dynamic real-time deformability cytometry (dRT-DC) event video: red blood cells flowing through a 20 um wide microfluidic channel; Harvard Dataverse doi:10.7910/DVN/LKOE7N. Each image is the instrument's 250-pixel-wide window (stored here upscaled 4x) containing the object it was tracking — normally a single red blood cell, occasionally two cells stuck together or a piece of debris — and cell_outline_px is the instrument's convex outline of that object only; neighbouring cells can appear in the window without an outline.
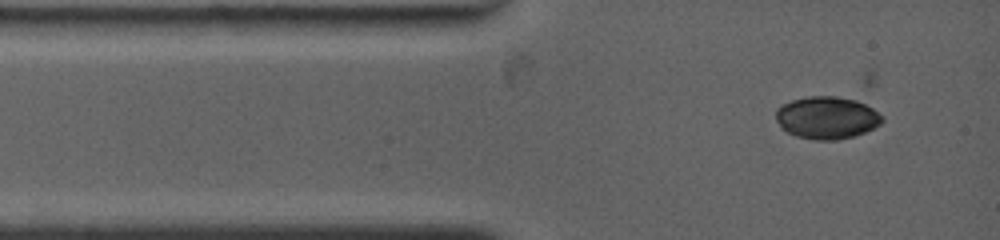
{"species": "common noctule bat (a hibernating species)", "species_latin": "Nyctalus noctula", "temperature_condition": "warm", "stored_images_in_passage": 8, "camera_frame_rate_fps": 4500, "um_per_image_px": 0.085, "animal": {"sex": "female", "body_mass_g": 19.0, "forearm_length_mm": 53.3}, "frame": {"image": 1, "passage_image": 3, "time_ms": 1.556, "image_size_px": [1000, 240], "cell_outline_px": [[884, 120], [880, 124], [864, 132], [852, 136], [836, 140], [816, 140], [796, 136], [788, 132], [776, 120], [776, 108], [780, 104], [792, 100], [808, 96], [836, 96], [856, 100], [872, 108]], "centroid_in_image_um": [70.25, 9.99], "position_along_channel_um": 14.8, "area_um2": 26.01}}
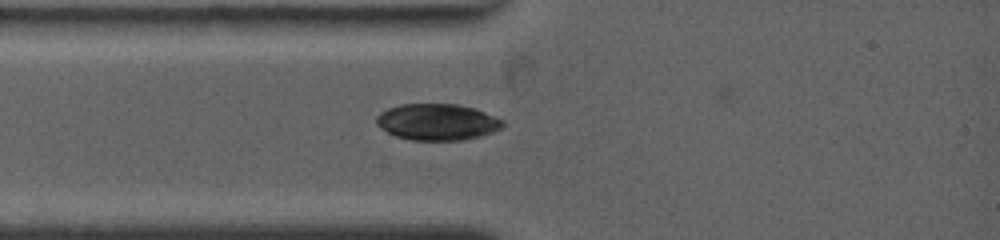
{"frame": {"image": 2, "passage_image": 5, "time_ms": 3.111, "image_size_px": [1000, 240], "cell_outline_px": [[504, 124], [500, 128], [492, 132], [480, 136], [460, 140], [412, 140], [396, 136], [388, 132], [376, 124], [376, 116], [380, 112], [388, 108], [400, 104], [460, 104], [476, 108], [504, 120]], "centroid_in_image_um": [37.17, 10.35], "position_along_channel_um": 47.8, "area_um2": 26.82}}
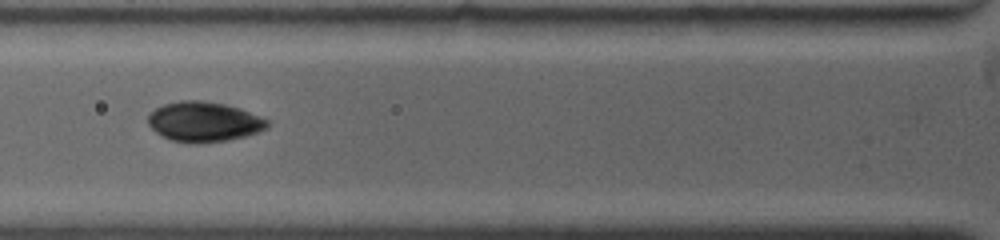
{"frame": {"image": 3, "passage_image": 7, "time_ms": 4.667, "image_size_px": [1000, 240], "cell_outline_px": [[268, 128], [244, 136], [228, 140], [192, 144], [168, 140], [156, 132], [148, 124], [148, 116], [156, 108], [164, 104], [180, 100], [204, 100], [224, 104], [240, 108], [268, 120]], "centroid_in_image_um": [17.31, 10.35], "position_along_channel_um": 108.5, "area_um2": 27.8}}